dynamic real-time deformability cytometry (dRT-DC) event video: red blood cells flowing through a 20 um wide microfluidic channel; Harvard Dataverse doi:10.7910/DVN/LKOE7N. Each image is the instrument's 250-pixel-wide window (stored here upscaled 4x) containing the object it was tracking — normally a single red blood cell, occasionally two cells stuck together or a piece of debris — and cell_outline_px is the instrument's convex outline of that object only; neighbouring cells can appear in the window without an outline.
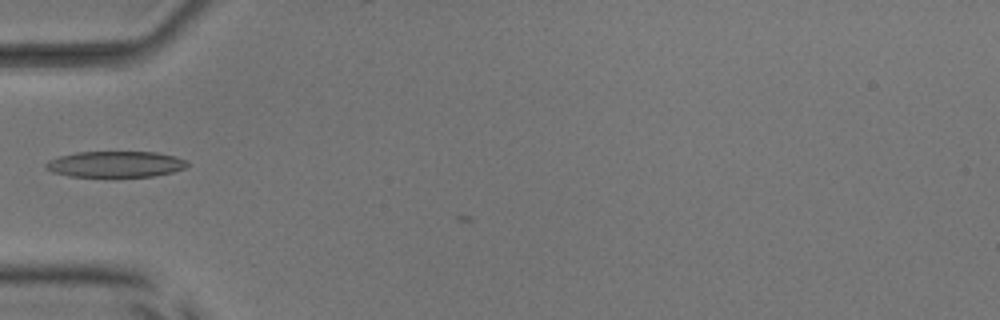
{"species": "common noctule bat (a hibernating species)", "species_latin": "Nyctalus noctula", "temperature_condition": "room temperature", "stored_images_in_passage": 32, "camera_frame_rate_fps": 3000, "um_per_image_px": 0.085, "animal": {"sex": "male", "body_mass_g": 17.9, "forearm_length_mm": 54.2}, "frame": {"image": 1, "passage_image": 1, "time_ms": 0.0, "image_size_px": [1000, 320], "cell_outline_px": [[188, 164], [184, 168], [172, 172], [156, 176], [68, 176], [52, 172], [44, 168], [44, 164], [48, 160], [60, 156], [76, 152], [156, 152], [176, 156], [188, 160]], "centroid_in_image_um": [9.81, 13.95], "position_along_channel_um": 75.2, "area_um2": 21.5}}
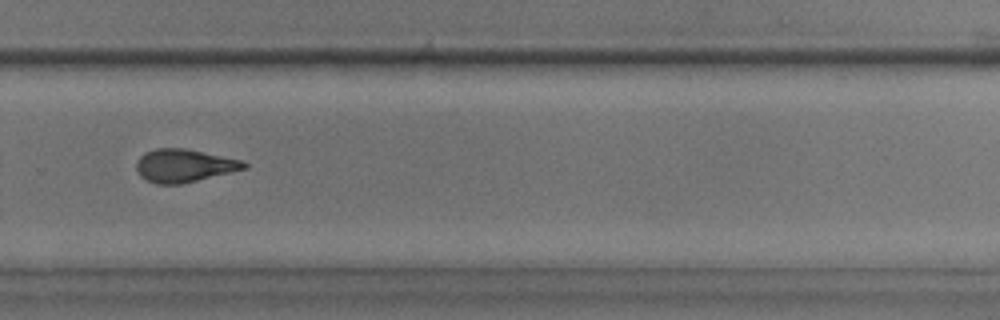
{"frame": {"image": 2, "passage_image": 19, "time_ms": 6.0, "image_size_px": [1000, 320], "cell_outline_px": [[248, 168], [180, 184], [156, 184], [140, 176], [136, 168], [136, 164], [140, 156], [144, 152], [156, 148], [184, 148], [244, 160], [248, 164]], "centroid_in_image_um": [15.66, 14.07], "position_along_channel_um": 314.1, "area_um2": 20.69}}
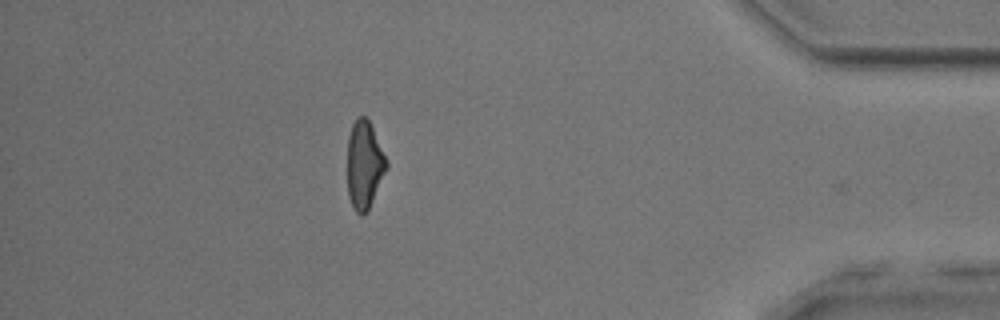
{"frame": {"image": 3, "passage_image": 29, "time_ms": 9.333, "image_size_px": [1000, 320], "cell_outline_px": [[388, 168], [368, 212], [360, 216], [356, 212], [348, 196], [348, 136], [352, 124], [356, 116], [364, 116], [368, 120], [372, 128], [388, 164]], "centroid_in_image_um": [30.97, 14.05], "position_along_channel_um": 404.2, "area_um2": 20.0}}